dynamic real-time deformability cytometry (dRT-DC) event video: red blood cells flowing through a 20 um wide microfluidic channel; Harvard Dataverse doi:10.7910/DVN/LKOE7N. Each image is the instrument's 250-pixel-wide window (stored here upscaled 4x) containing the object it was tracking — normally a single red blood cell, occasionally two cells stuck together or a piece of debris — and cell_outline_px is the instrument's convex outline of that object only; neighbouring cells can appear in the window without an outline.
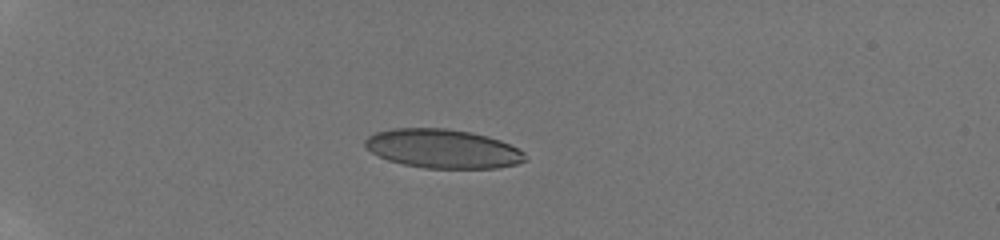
{"species": "human", "species_latin": "Homo sapiens", "temperature_condition": "room temperature", "stored_images_in_passage": 34, "camera_frame_rate_fps": 3000, "um_per_image_px": 0.085, "donor": {"sex": "male"}, "frame": {"image": 1, "passage_image": 6, "time_ms": 5.667, "image_size_px": [1000, 240], "cell_outline_px": [[528, 160], [516, 164], [496, 168], [424, 168], [404, 164], [388, 160], [372, 152], [364, 144], [364, 140], [368, 136], [376, 132], [392, 128], [448, 128], [472, 132], [488, 136], [500, 140], [524, 152], [528, 156]], "centroid_in_image_um": [37.66, 12.63], "position_along_channel_um": 47.3, "area_um2": 36.41}}
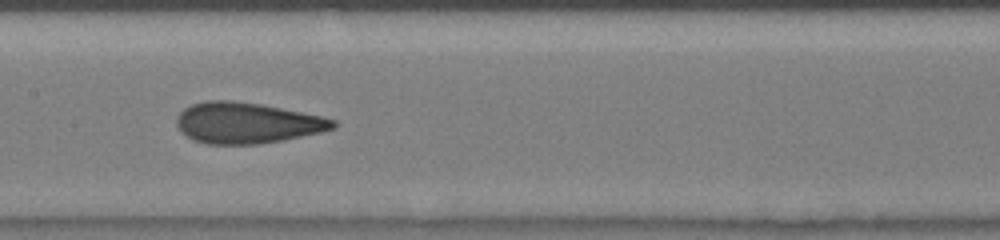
{"frame": {"image": 2, "passage_image": 15, "time_ms": 10.333, "image_size_px": [1000, 240], "cell_outline_px": [[336, 128], [320, 132], [280, 140], [256, 144], [208, 144], [192, 140], [180, 132], [176, 124], [176, 116], [184, 108], [192, 104], [204, 100], [232, 100], [260, 104], [320, 116], [336, 120]], "centroid_in_image_um": [20.92, 10.44], "position_along_channel_um": 186.5, "area_um2": 37.17}}
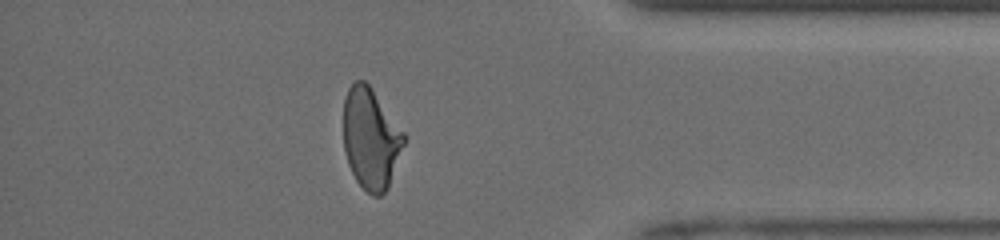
{"frame": {"image": 3, "passage_image": 29, "time_ms": 16.0, "image_size_px": [1000, 240], "cell_outline_px": [[404, 144], [388, 188], [380, 196], [372, 196], [356, 180], [348, 164], [344, 152], [344, 100], [348, 88], [356, 80], [364, 80], [372, 88], [404, 132]], "centroid_in_image_um": [31.51, 11.77], "position_along_channel_um": 403.7, "area_um2": 35.37}, "authors_computed_cell_mechanics": {"area_um2": 36.3562, "velocity_mm_per_s": 4.1285, "shape_relaxation_time_tau1_ms": 8.9059, "shape_relaxation_time_tau2_ms": 0.8438, "deformation_change_tau1": 0.2474, "deformation_change_tau2": 0.0948}}